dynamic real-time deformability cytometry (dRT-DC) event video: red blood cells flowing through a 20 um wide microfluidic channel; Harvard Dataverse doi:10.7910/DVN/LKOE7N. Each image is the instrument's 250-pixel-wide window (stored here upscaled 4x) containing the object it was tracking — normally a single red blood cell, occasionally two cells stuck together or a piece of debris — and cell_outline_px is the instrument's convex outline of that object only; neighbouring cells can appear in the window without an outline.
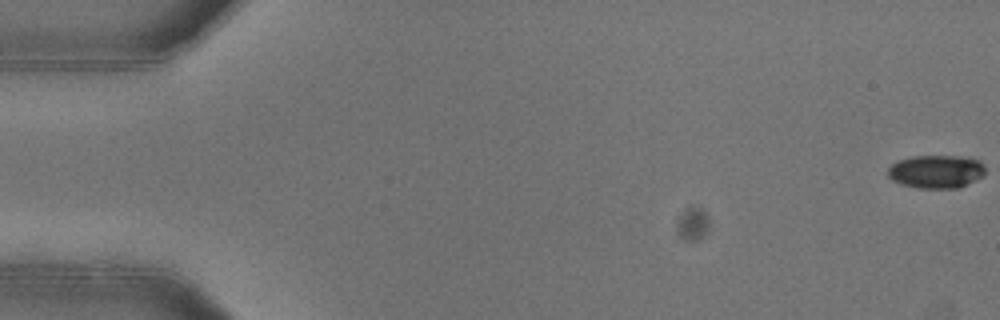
{"species": "common noctule bat (a hibernating species)", "species_latin": "Nyctalus noctula", "temperature_condition": "warm", "stored_images_in_passage": 13, "camera_frame_rate_fps": 3000, "um_per_image_px": 0.085, "animal": {"sex": "female"}, "frame": {"image": 1, "passage_image": 1, "time_ms": 0.0, "image_size_px": [1000, 320], "cell_outline_px": [[984, 176], [960, 188], [916, 188], [900, 184], [892, 180], [888, 176], [888, 168], [892, 164], [900, 160], [912, 156], [960, 156], [980, 160], [984, 164]], "centroid_in_image_um": [79.59, 14.59], "position_along_channel_um": 5.4, "area_um2": 19.02}}
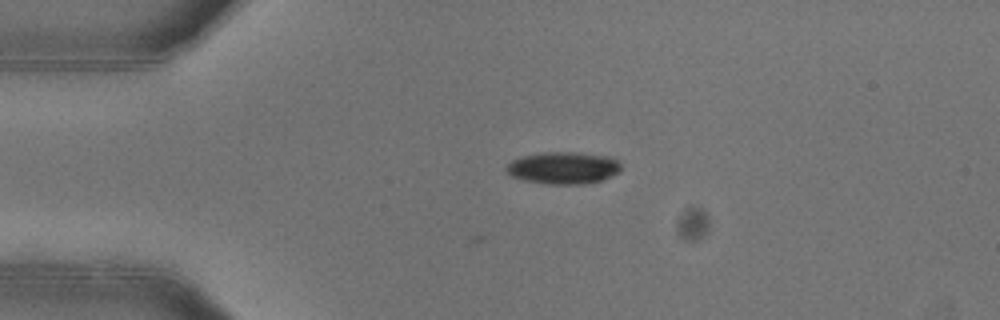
{"frame": {"image": 2, "passage_image": 13, "time_ms": 4.0, "image_size_px": [1000, 320], "cell_outline_px": [[620, 172], [612, 176], [588, 184], [548, 184], [524, 180], [512, 176], [504, 168], [512, 160], [520, 156], [540, 152], [572, 152], [612, 156], [620, 160]], "centroid_in_image_um": [47.91, 14.26], "position_along_channel_um": 37.1, "area_um2": 21.73}}